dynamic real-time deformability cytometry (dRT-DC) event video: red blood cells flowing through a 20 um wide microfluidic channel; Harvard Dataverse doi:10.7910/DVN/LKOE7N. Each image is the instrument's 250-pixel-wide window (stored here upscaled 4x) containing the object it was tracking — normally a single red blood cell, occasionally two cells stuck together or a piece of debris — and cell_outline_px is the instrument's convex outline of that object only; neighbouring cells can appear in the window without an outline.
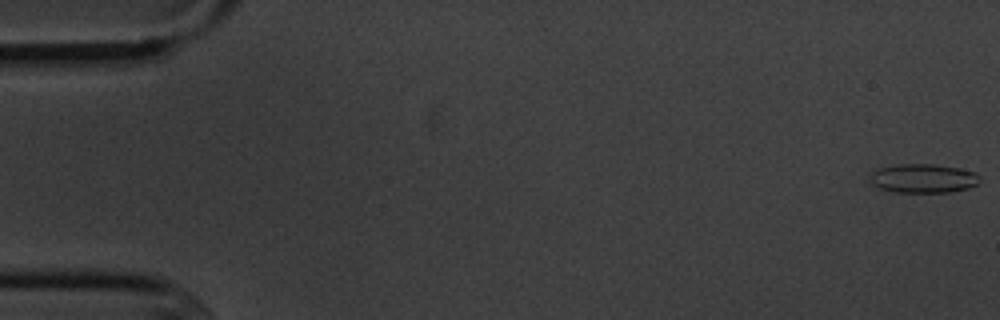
{"species": "common noctule bat (a hibernating species)", "species_latin": "Nyctalus noctula", "temperature_condition": "cold", "stored_images_in_passage": 6, "camera_frame_rate_fps": 3000, "um_per_image_px": 0.085, "animal": {"sex": "male", "body_mass_g": 20.1, "forearm_length_mm": 53.5}, "frame": {"image": 1, "passage_image": 1, "time_ms": 0.0, "image_size_px": [1000, 320], "cell_outline_px": [[980, 180], [976, 184], [968, 188], [948, 192], [896, 192], [880, 188], [872, 184], [868, 180], [872, 172], [880, 168], [896, 164], [936, 164], [976, 172], [980, 176]], "centroid_in_image_um": [78.46, 15.16], "position_along_channel_um": 6.5, "area_um2": 18.5}}
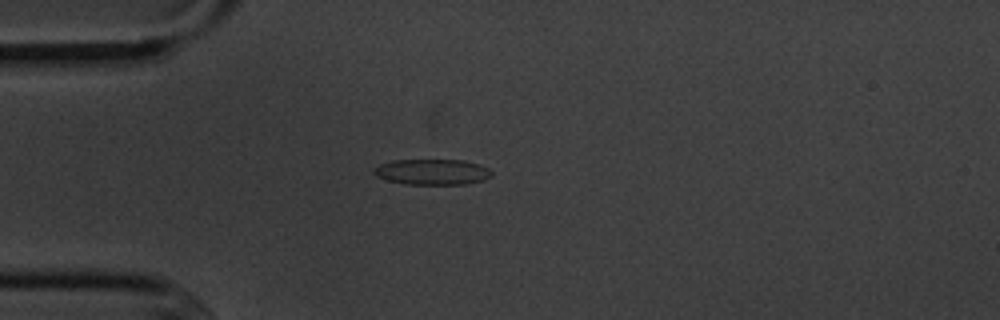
{"frame": {"image": 2, "passage_image": 5, "time_ms": 4.667, "image_size_px": [1000, 320], "cell_outline_px": [[492, 176], [484, 180], [464, 184], [404, 184], [388, 180], [376, 176], [372, 172], [372, 168], [380, 164], [392, 160], [460, 160], [476, 164], [488, 168], [492, 172]], "centroid_in_image_um": [36.7, 14.61], "position_along_channel_um": 48.3, "area_um2": 17.57}}